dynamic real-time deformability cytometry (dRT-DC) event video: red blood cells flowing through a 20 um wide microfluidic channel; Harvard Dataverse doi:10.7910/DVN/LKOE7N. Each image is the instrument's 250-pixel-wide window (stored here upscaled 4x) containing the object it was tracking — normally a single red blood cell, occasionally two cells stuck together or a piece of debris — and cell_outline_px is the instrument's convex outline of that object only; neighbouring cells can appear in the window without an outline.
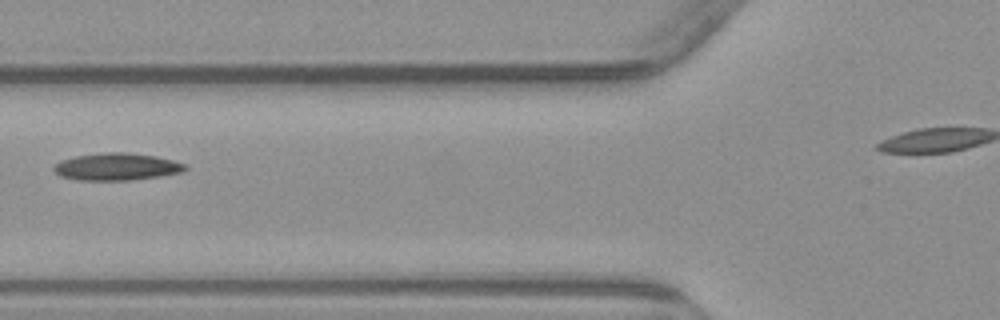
{"species": "common noctule bat (a hibernating species)", "species_latin": "Nyctalus noctula", "temperature_condition": "warm", "stored_images_in_passage": 4, "camera_frame_rate_fps": 3000, "um_per_image_px": 0.085, "animal": {"sex": "male", "body_mass_g": 23.1, "forearm_length_mm": 52.7}, "frame": {"image": 1, "passage_image": 4, "time_ms": 6.333, "image_size_px": [1000, 320], "cell_outline_px": [[188, 168], [184, 172], [160, 176], [128, 180], [76, 180], [60, 176], [52, 168], [60, 160], [76, 156], [104, 152], [124, 152], [156, 156], [172, 160], [184, 164]], "centroid_in_image_um": [9.91, 14.17], "position_along_channel_um": 115.9, "area_um2": 20.81}}